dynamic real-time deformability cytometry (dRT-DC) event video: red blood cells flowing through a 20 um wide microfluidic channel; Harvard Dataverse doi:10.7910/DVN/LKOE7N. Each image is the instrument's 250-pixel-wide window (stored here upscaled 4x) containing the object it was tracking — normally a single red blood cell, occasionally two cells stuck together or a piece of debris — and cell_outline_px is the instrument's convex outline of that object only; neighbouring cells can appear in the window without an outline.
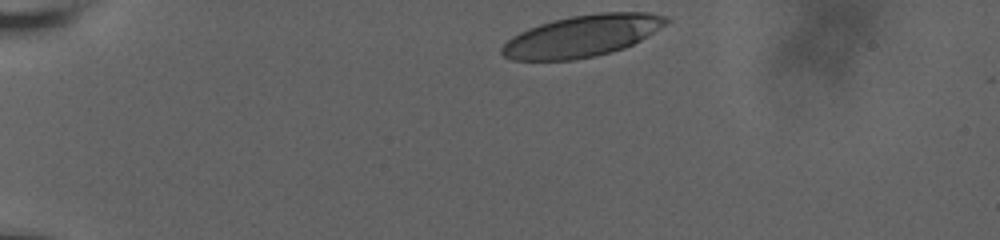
{"species": "human", "species_latin": "Homo sapiens", "temperature_condition": "room temperature", "stored_images_in_passage": 7, "camera_frame_rate_fps": 3000, "um_per_image_px": 0.085, "donor": {"sex": "male"}, "frame": {"image": 1, "passage_image": 1, "time_ms": 0.0, "image_size_px": [1000, 240], "cell_outline_px": [[668, 24], [640, 40], [624, 48], [596, 56], [572, 60], [512, 60], [504, 56], [500, 52], [500, 48], [512, 36], [528, 28], [552, 20], [572, 16], [600, 12], [648, 12], [668, 16]], "centroid_in_image_um": [49.49, 3.05], "position_along_channel_um": 35.5, "area_um2": 39.94}}
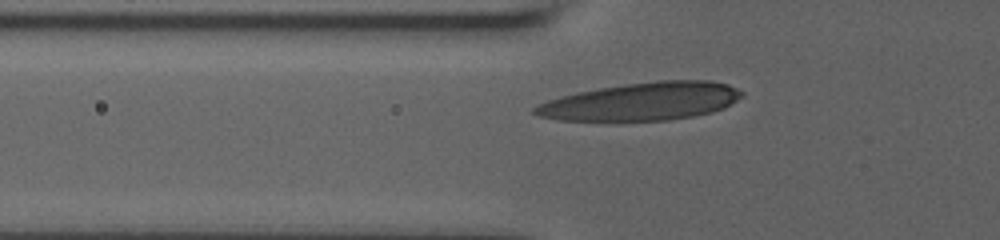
{"frame": {"image": 2, "passage_image": 6, "time_ms": 3.0, "image_size_px": [1000, 240], "cell_outline_px": [[744, 96], [724, 108], [712, 112], [692, 116], [668, 120], [556, 120], [540, 116], [532, 112], [532, 108], [536, 104], [560, 96], [600, 88], [624, 84], [656, 80], [712, 80], [728, 84], [744, 92]], "centroid_in_image_um": [54.57, 8.61], "position_along_channel_um": 71.2, "area_um2": 45.66}}